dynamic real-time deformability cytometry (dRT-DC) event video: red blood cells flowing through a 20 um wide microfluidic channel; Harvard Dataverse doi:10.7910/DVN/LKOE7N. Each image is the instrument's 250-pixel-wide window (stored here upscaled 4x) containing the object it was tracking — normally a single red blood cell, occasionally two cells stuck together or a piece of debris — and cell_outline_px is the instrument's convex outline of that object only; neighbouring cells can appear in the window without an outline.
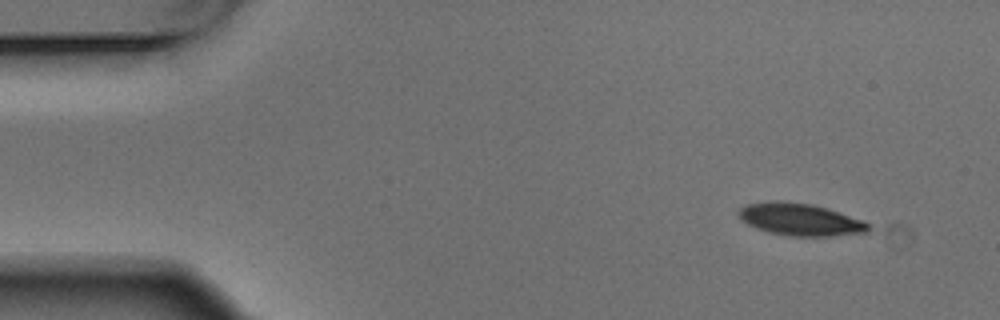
{"species": "Egyptian fruit bat (a non-hibernating species)", "species_latin": "Rousettus aegyptiacus", "temperature_condition": "warm", "stored_images_in_passage": 3, "camera_frame_rate_fps": 3000, "um_per_image_px": 0.085, "animal": {"sex": "male"}, "frame": {"image": 1, "passage_image": 1, "time_ms": 0.0, "image_size_px": [1000, 320], "cell_outline_px": [[872, 224], [868, 232], [832, 236], [788, 236], [768, 232], [756, 228], [748, 224], [736, 212], [740, 208], [748, 204], [812, 204], [828, 208], [864, 220]], "centroid_in_image_um": [68.14, 18.71], "position_along_channel_um": 16.9, "area_um2": 23.58}}